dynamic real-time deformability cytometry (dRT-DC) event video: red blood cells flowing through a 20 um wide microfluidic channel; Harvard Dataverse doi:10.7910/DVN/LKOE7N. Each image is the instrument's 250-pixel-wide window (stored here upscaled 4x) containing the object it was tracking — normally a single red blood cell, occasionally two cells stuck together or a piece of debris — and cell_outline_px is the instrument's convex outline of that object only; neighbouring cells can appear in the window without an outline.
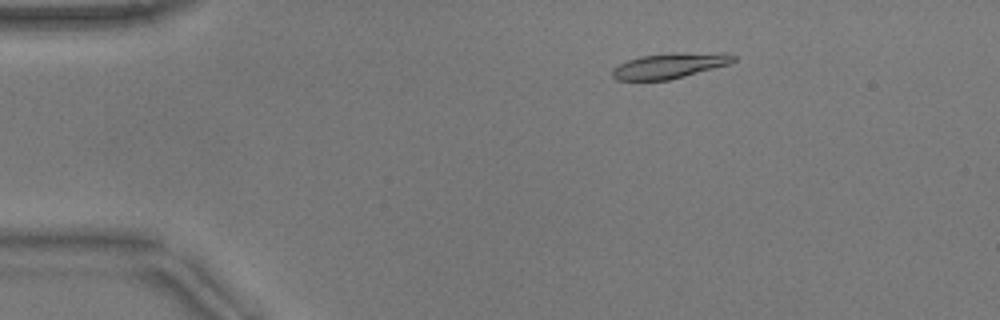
{"species": "common noctule bat (a hibernating species)", "species_latin": "Nyctalus noctula", "temperature_condition": "warm", "stored_images_in_passage": 50, "camera_frame_rate_fps": 3000, "um_per_image_px": 0.085, "animal": {"sex": "male", "body_mass_g": 17.9}, "frame": {"image": 1, "passage_image": 7, "time_ms": 2.0, "image_size_px": [1000, 320], "cell_outline_px": [[736, 60], [732, 64], [668, 80], [616, 80], [612, 76], [612, 68], [628, 60], [640, 56], [672, 52], [728, 52], [736, 56]], "centroid_in_image_um": [57.0, 5.56], "position_along_channel_um": 28.0, "area_um2": 18.32}}
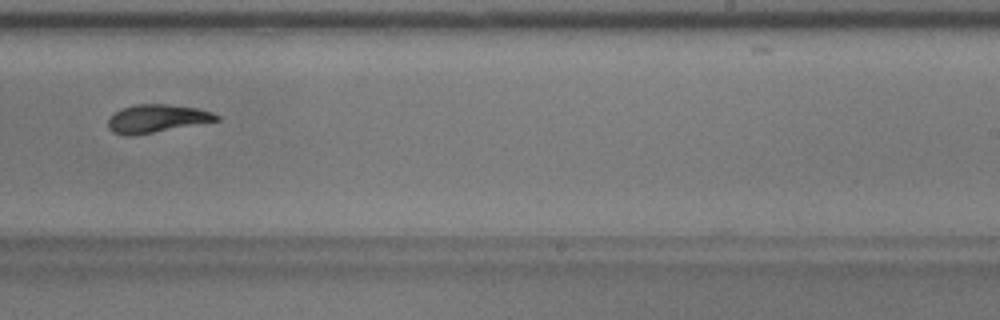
{"frame": {"image": 2, "passage_image": 31, "time_ms": 10.0, "image_size_px": [1000, 320], "cell_outline_px": [[220, 120], [132, 136], [124, 136], [112, 132], [108, 128], [108, 116], [112, 112], [120, 108], [136, 104], [164, 104], [196, 108], [212, 112], [220, 116]], "centroid_in_image_um": [13.25, 10.08], "position_along_channel_um": 275.7, "area_um2": 17.86}}
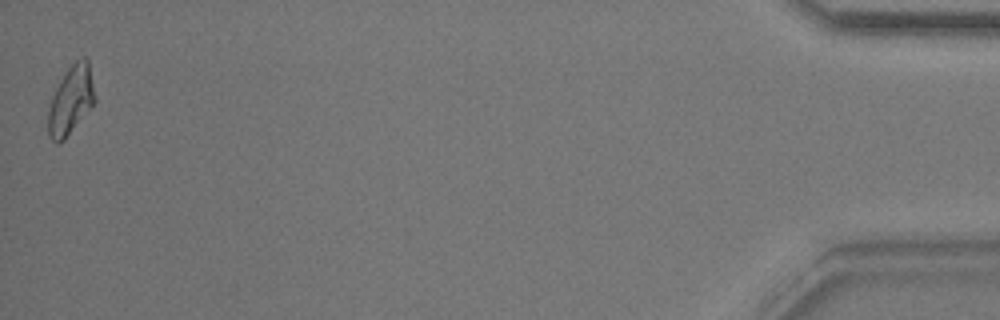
{"frame": {"image": 3, "passage_image": 50, "time_ms": 16.333, "image_size_px": [1000, 320], "cell_outline_px": [[96, 100], [64, 140], [56, 144], [48, 136], [48, 108], [52, 96], [60, 80], [68, 68], [76, 60], [84, 56], [88, 60]], "centroid_in_image_um": [6.0, 8.52], "position_along_channel_um": 429.2, "area_um2": 18.38}, "authors_computed_cell_mechanics": {"area_um2": 18.1492, "velocity_mm_per_s": 3.8701, "shape_relaxation_time_tau1_ms": 7.9435, "shape_relaxation_time_tau2_ms": 2.1738, "deformation_change_tau1": 0.2306, "deformation_change_tau2": 0.0862}}